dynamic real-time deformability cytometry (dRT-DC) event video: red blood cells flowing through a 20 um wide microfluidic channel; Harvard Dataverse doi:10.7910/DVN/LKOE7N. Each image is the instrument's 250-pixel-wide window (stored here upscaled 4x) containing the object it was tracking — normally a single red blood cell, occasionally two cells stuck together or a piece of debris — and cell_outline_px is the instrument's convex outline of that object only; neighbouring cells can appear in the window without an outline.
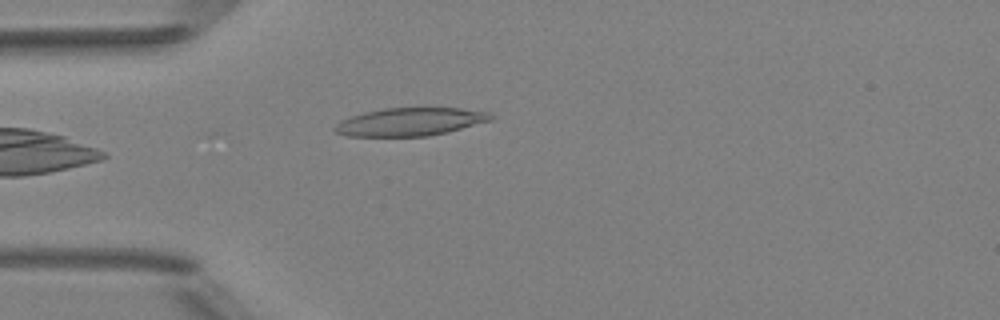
{"species": "Egyptian fruit bat (a non-hibernating species)", "species_latin": "Rousettus aegyptiacus", "temperature_condition": "room temperature", "stored_images_in_passage": 5, "camera_frame_rate_fps": 3000, "um_per_image_px": 0.085, "animal": {"sex": "female"}, "frame": {"image": 1, "passage_image": 5, "time_ms": 5.667, "image_size_px": [1000, 320], "cell_outline_px": [[496, 116], [492, 120], [448, 132], [428, 136], [348, 136], [336, 132], [332, 128], [340, 120], [364, 112], [384, 108], [460, 108], [488, 112]], "centroid_in_image_um": [34.88, 10.35], "position_along_channel_um": 50.1, "area_um2": 25.49}}